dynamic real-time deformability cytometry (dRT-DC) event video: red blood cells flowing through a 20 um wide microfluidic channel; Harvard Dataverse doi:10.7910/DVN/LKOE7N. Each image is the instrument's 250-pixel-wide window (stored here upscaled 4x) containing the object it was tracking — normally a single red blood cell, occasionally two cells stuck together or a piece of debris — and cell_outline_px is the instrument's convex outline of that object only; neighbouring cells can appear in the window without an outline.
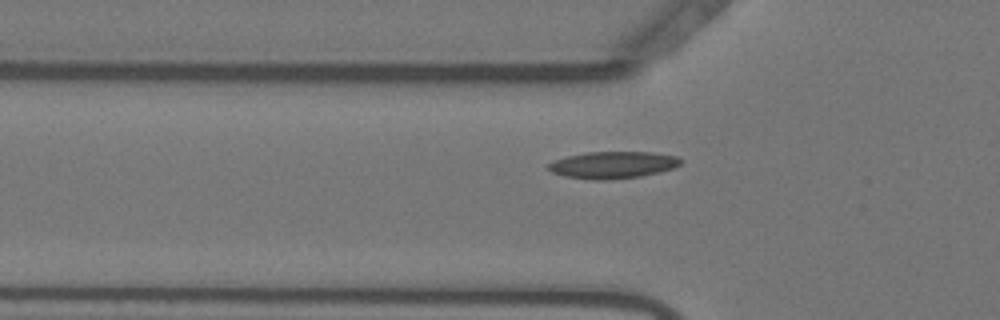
{"species": "Egyptian fruit bat (a non-hibernating species)", "species_latin": "Rousettus aegyptiacus", "temperature_condition": "warm", "stored_images_in_passage": 56, "camera_frame_rate_fps": 3000, "um_per_image_px": 0.085, "animal": {"sex": "female"}, "frame": {"image": 1, "passage_image": 19, "time_ms": 6.0, "image_size_px": [1000, 320], "cell_outline_px": [[680, 164], [672, 168], [640, 176], [608, 180], [592, 180], [564, 176], [552, 172], [548, 168], [548, 164], [556, 160], [568, 156], [588, 152], [652, 152], [676, 156], [680, 160]], "centroid_in_image_um": [52.06, 14.02], "position_along_channel_um": 73.7, "area_um2": 20.46}}
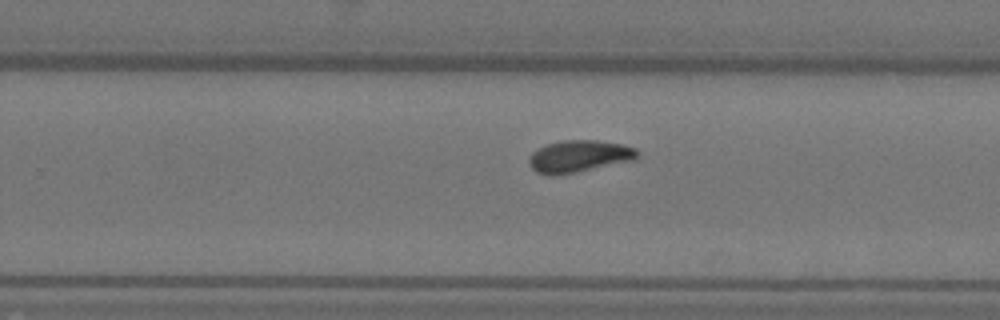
{"frame": {"image": 2, "passage_image": 36, "time_ms": 11.667, "image_size_px": [1000, 320], "cell_outline_px": [[640, 156], [636, 160], [572, 172], [536, 172], [528, 164], [528, 156], [532, 152], [548, 144], [560, 140], [596, 140], [624, 144], [636, 148], [640, 152]], "centroid_in_image_um": [49.31, 13.23], "position_along_channel_um": 280.5, "area_um2": 19.77}}
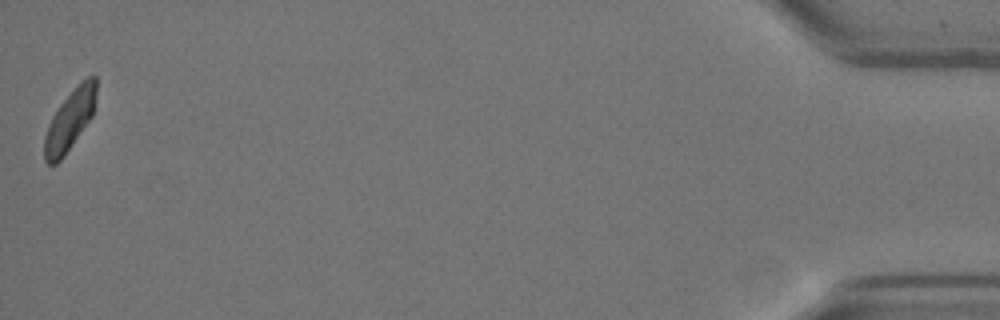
{"frame": {"image": 3, "passage_image": 56, "time_ms": 18.333, "image_size_px": [1000, 320], "cell_outline_px": [[96, 96], [92, 116], [60, 160], [56, 164], [48, 164], [44, 160], [44, 136], [48, 124], [52, 116], [60, 104], [80, 80], [88, 76], [96, 76]], "centroid_in_image_um": [5.92, 10.17], "position_along_channel_um": 429.3, "area_um2": 18.03}, "authors_computed_cell_mechanics": {"area_um2": 18.9295, "velocity_mm_per_s": 3.6424, "shape_relaxation_time_tau1_ms": 6.0792, "shape_relaxation_time_tau2_ms": 2.9253, "deformation_change_tau1": 0.1298, "deformation_change_tau2": 0.0663}}